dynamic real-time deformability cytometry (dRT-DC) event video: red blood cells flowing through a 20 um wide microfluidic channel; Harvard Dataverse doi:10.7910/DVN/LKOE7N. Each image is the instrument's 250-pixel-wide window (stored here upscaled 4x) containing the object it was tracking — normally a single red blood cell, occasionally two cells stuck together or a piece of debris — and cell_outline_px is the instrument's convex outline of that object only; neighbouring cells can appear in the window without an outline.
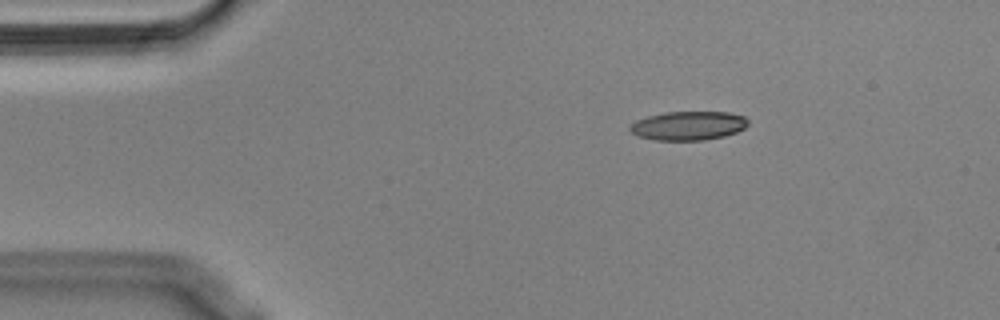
{"species": "Egyptian fruit bat (a non-hibernating species)", "species_latin": "Rousettus aegyptiacus", "temperature_condition": "cold", "stored_images_in_passage": 48, "segment_of_instrument_passage": [1, 2], "camera_frame_rate_fps": 3000, "um_per_image_px": 0.085, "animal": {"sex": "male"}, "frame": {"image": 1, "passage_image": 1, "time_ms": 0.0, "image_size_px": [1000, 320], "cell_outline_px": [[748, 124], [744, 128], [736, 132], [724, 136], [704, 140], [656, 140], [636, 136], [628, 128], [636, 120], [648, 116], [664, 112], [728, 112], [744, 116], [748, 120]], "centroid_in_image_um": [58.5, 10.68], "position_along_channel_um": 26.5, "area_um2": 19.88}}
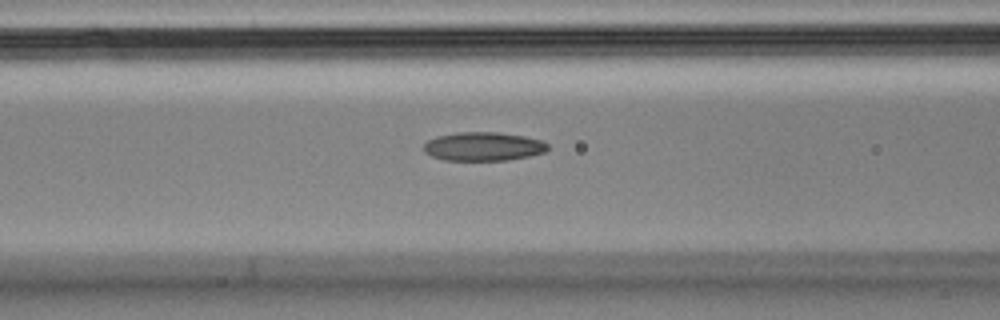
{"frame": {"image": 2, "passage_image": 14, "time_ms": 4.333, "image_size_px": [1000, 320], "cell_outline_px": [[548, 148], [544, 152], [528, 156], [508, 160], [444, 160], [432, 156], [424, 152], [424, 144], [428, 140], [436, 136], [460, 132], [500, 132], [524, 136], [544, 140], [548, 144]], "centroid_in_image_um": [41.09, 12.44], "position_along_channel_um": 125.5, "area_um2": 20.81}}
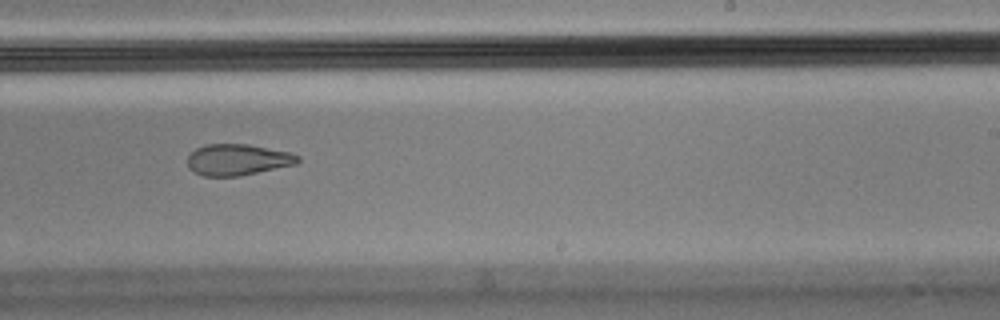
{"frame": {"image": 3, "passage_image": 26, "time_ms": 8.333, "image_size_px": [1000, 320], "cell_outline_px": [[300, 160], [296, 164], [240, 176], [204, 176], [188, 168], [188, 156], [196, 148], [204, 144], [248, 144], [288, 152], [300, 156]], "centroid_in_image_um": [20.19, 13.57], "position_along_channel_um": 268.8, "area_um2": 20.0}}